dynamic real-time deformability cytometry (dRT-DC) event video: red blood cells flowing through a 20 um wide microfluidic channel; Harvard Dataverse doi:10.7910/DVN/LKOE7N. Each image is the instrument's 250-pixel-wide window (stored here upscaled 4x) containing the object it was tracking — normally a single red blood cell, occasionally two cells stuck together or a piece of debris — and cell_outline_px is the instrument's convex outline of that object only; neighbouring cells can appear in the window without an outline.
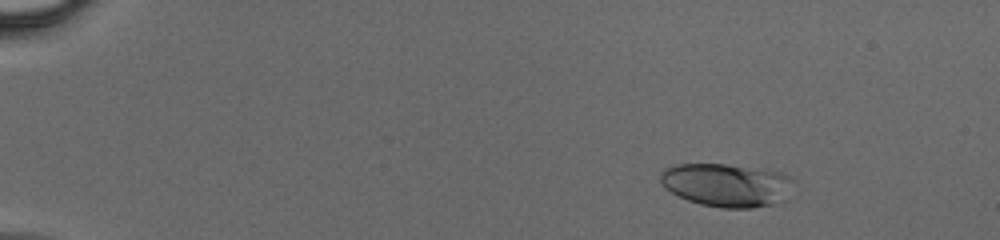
{"species": "human", "species_latin": "Homo sapiens", "temperature_condition": "cold", "stored_images_in_passage": 39, "camera_frame_rate_fps": 3000, "um_per_image_px": 0.085, "donor": {"sex": "male"}, "frame": {"image": 1, "passage_image": 8, "time_ms": 2.333, "image_size_px": [1000, 240], "cell_outline_px": [[796, 180], [776, 204], [752, 208], [720, 208], [700, 204], [688, 200], [672, 192], [660, 180], [660, 172], [664, 168], [676, 164], [724, 164], [776, 172], [788, 176]], "centroid_in_image_um": [61.71, 15.73], "position_along_channel_um": 23.3, "area_um2": 32.95}}
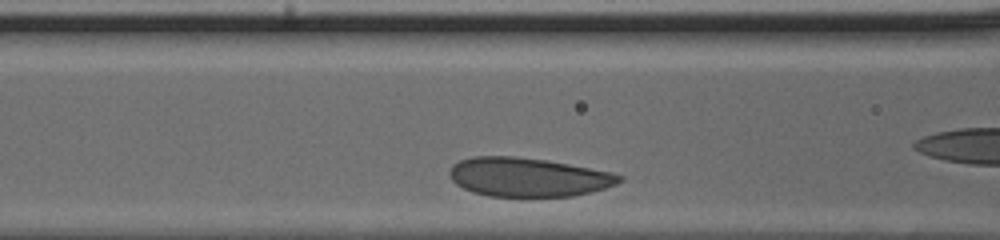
{"frame": {"image": 2, "passage_image": 20, "time_ms": 6.333, "image_size_px": [1000, 240], "cell_outline_px": [[624, 180], [616, 184], [604, 188], [572, 196], [488, 196], [472, 192], [456, 184], [452, 180], [448, 172], [452, 164], [460, 160], [472, 156], [516, 156], [544, 160], [568, 164], [612, 172], [624, 176]], "centroid_in_image_um": [44.86, 15.05], "position_along_channel_um": 121.7, "area_um2": 38.44}}
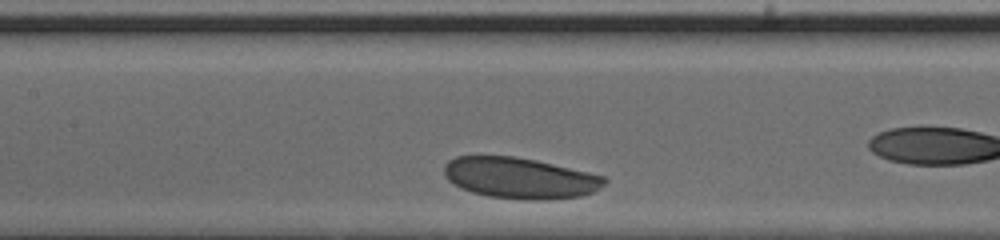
{"frame": {"image": 3, "passage_image": 23, "time_ms": 7.333, "image_size_px": [1000, 240], "cell_outline_px": [[608, 180], [600, 188], [592, 192], [580, 196], [548, 200], [520, 200], [488, 196], [472, 192], [460, 188], [452, 184], [444, 176], [444, 164], [448, 160], [456, 156], [516, 156], [536, 160], [588, 172], [604, 176]], "centroid_in_image_um": [44.16, 15.13], "position_along_channel_um": 163.2, "area_um2": 38.61}}